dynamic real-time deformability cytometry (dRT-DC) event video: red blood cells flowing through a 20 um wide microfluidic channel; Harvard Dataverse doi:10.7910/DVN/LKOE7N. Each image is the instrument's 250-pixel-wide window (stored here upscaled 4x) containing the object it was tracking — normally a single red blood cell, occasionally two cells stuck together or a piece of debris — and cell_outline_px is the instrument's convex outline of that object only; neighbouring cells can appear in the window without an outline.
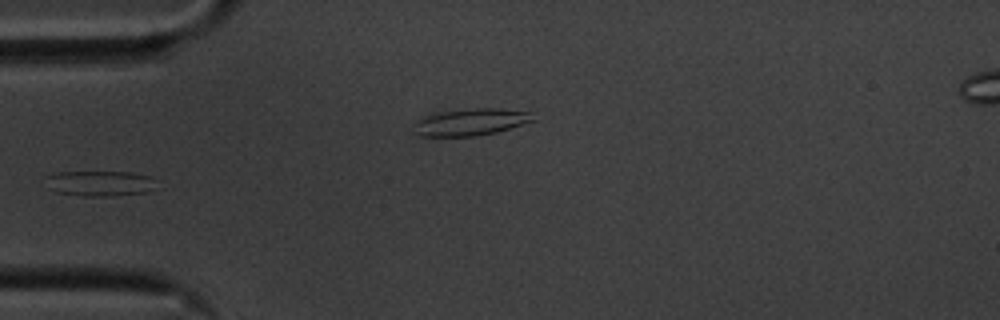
{"species": "common noctule bat (a hibernating species)", "species_latin": "Nyctalus noctula", "temperature_condition": "cold", "stored_images_in_passage": 40, "camera_frame_rate_fps": 3000, "um_per_image_px": 0.085, "animal": {"sex": "male", "body_mass_g": 20.1, "forearm_length_mm": 53.5}, "frame": {"image": 1, "passage_image": 1, "time_ms": 0.0, "image_size_px": [1000, 320], "cell_outline_px": [[160, 180], [148, 192], [112, 196], [84, 196], [56, 192], [48, 188], [44, 176], [56, 172], [128, 172], [152, 176]], "centroid_in_image_um": [8.5, 15.58], "position_along_channel_um": 76.5, "area_um2": 16.7}}
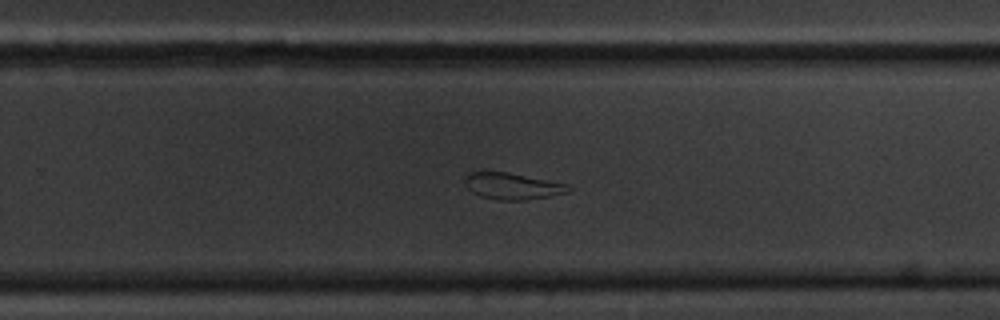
{"frame": {"image": 2, "passage_image": 19, "time_ms": 6.0, "image_size_px": [1000, 320], "cell_outline_px": [[572, 188], [568, 192], [548, 196], [524, 200], [500, 200], [480, 196], [472, 192], [468, 188], [464, 180], [472, 172], [508, 172], [568, 184]], "centroid_in_image_um": [43.58, 15.82], "position_along_channel_um": 286.2, "area_um2": 15.72}}
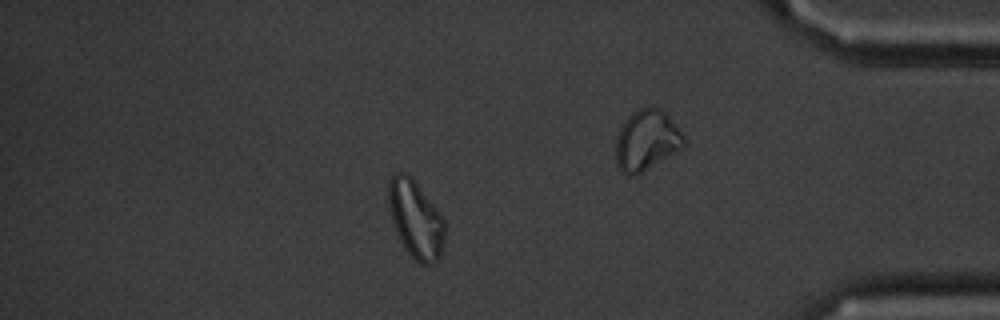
{"frame": {"image": 3, "passage_image": 32, "time_ms": 10.333, "image_size_px": [1000, 320], "cell_outline_px": [[444, 244], [440, 256], [432, 264], [420, 264], [408, 252], [400, 240], [392, 220], [388, 200], [388, 184], [392, 176], [396, 172], [404, 172], [412, 176], [440, 212], [444, 220]], "centroid_in_image_um": [35.34, 18.6], "position_along_channel_um": 399.9, "area_um2": 25.37}}